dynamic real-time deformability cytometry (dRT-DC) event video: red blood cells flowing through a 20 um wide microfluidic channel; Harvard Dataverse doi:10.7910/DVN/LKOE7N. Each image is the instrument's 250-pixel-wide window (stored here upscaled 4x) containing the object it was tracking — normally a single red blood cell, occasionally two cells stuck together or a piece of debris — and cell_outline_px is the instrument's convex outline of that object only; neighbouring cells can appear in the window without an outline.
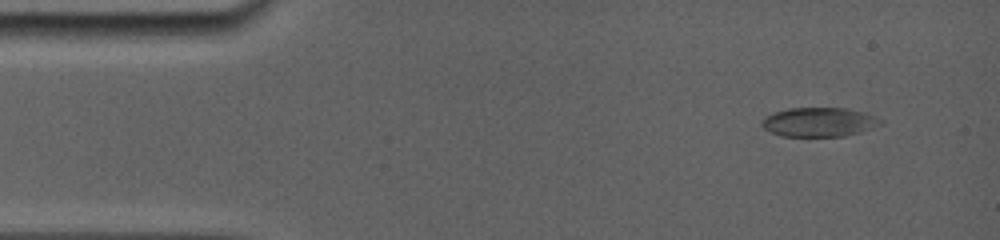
{"species": "common noctule bat (a hibernating species)", "species_latin": "Nyctalus noctula", "temperature_condition": "room temperature", "stored_images_in_passage": 37, "camera_frame_rate_fps": 5000, "um_per_image_px": 0.085, "animal": {"sex": "female", "body_mass_g": 19.0, "forearm_length_mm": 56.7}, "frame": {"image": 1, "passage_image": 3, "time_ms": 0.8, "image_size_px": [1000, 240], "cell_outline_px": [[884, 120], [880, 124], [860, 132], [844, 136], [780, 136], [764, 128], [760, 124], [764, 116], [772, 112], [788, 108], [844, 108], [864, 112], [876, 116]], "centroid_in_image_um": [69.59, 10.37], "position_along_channel_um": 15.4, "area_um2": 20.23}}
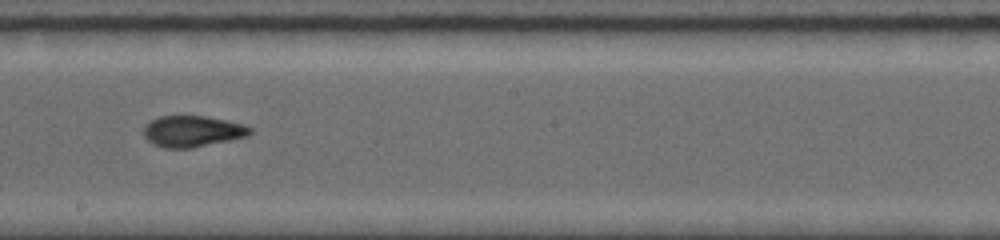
{"frame": {"image": 2, "passage_image": 22, "time_ms": 8.6, "image_size_px": [1000, 240], "cell_outline_px": [[252, 132], [248, 136], [192, 148], [164, 148], [152, 144], [144, 136], [144, 128], [152, 120], [160, 116], [204, 116], [228, 120], [244, 124], [252, 128]], "centroid_in_image_um": [16.38, 11.16], "position_along_channel_um": 231.8, "area_um2": 19.31}}
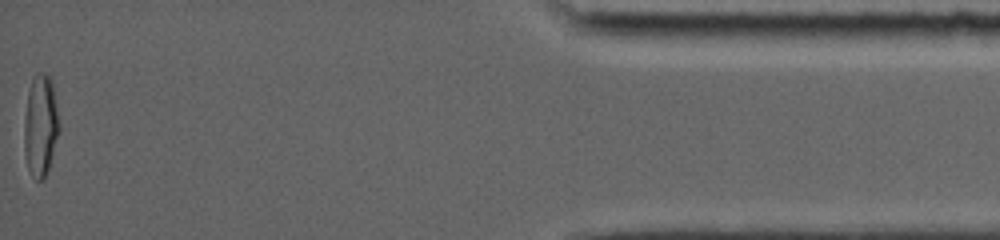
{"frame": {"image": 3, "passage_image": 37, "time_ms": 15.6, "image_size_px": [1000, 240], "cell_outline_px": [[60, 132], [48, 172], [44, 180], [36, 180], [28, 168], [24, 152], [24, 120], [28, 92], [32, 80], [36, 72], [44, 72], [52, 80], [60, 124]], "centroid_in_image_um": [3.47, 10.69], "position_along_channel_um": 431.7, "area_um2": 21.15}, "authors_computed_cell_mechanics": {"area_um2": 20.0566, "velocity_mm_per_s": 3.8822, "shape_relaxation_time_tau1_ms": null, "shape_relaxation_time_tau2_ms": 1.9711, "deformation_change_tau1": null, "deformation_change_tau2": 0.067}}